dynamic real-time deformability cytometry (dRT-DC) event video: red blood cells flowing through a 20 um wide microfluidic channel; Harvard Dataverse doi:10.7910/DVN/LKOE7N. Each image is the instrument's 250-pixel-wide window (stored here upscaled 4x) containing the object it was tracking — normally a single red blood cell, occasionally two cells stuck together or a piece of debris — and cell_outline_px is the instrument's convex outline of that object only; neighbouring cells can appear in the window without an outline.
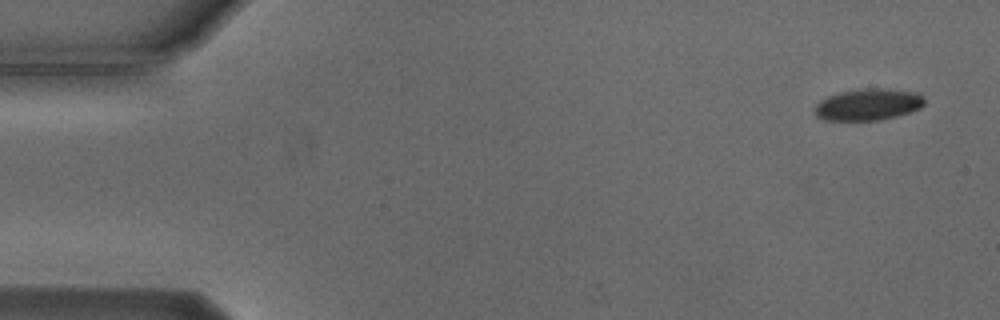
{"species": "Egyptian fruit bat (a non-hibernating species)", "species_latin": "Rousettus aegyptiacus", "temperature_condition": "cold", "stored_images_in_passage": 4, "camera_frame_rate_fps": 3000, "um_per_image_px": 0.085, "animal": {"sex": "male"}, "frame": {"image": 1, "passage_image": 1, "time_ms": 0.0, "image_size_px": [1000, 320], "cell_outline_px": [[924, 104], [920, 108], [896, 116], [876, 120], [824, 120], [816, 116], [816, 104], [820, 100], [828, 96], [840, 92], [864, 88], [884, 88], [916, 92], [924, 96]], "centroid_in_image_um": [73.8, 8.87], "position_along_channel_um": 11.2, "area_um2": 20.11}}